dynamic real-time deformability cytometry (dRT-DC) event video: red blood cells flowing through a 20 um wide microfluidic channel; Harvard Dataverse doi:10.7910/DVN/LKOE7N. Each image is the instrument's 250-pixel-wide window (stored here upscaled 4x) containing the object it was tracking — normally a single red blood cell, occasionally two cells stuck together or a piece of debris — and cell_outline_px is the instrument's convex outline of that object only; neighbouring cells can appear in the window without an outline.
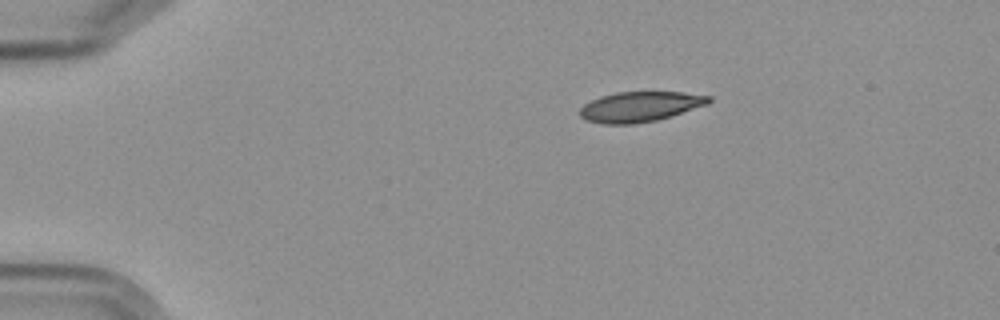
{"species": "Egyptian fruit bat (a non-hibernating species)", "species_latin": "Rousettus aegyptiacus", "temperature_condition": "cold", "stored_images_in_passage": 3, "camera_frame_rate_fps": 3000, "um_per_image_px": 0.085, "frame": {"image": 1, "passage_image": 1, "time_ms": 0.0, "image_size_px": [1000, 320], "cell_outline_px": [[712, 100], [708, 104], [656, 120], [636, 124], [604, 124], [588, 120], [580, 116], [576, 112], [584, 104], [600, 96], [616, 92], [684, 92], [712, 96]], "centroid_in_image_um": [54.38, 9.06], "position_along_channel_um": 30.6, "area_um2": 22.66}}